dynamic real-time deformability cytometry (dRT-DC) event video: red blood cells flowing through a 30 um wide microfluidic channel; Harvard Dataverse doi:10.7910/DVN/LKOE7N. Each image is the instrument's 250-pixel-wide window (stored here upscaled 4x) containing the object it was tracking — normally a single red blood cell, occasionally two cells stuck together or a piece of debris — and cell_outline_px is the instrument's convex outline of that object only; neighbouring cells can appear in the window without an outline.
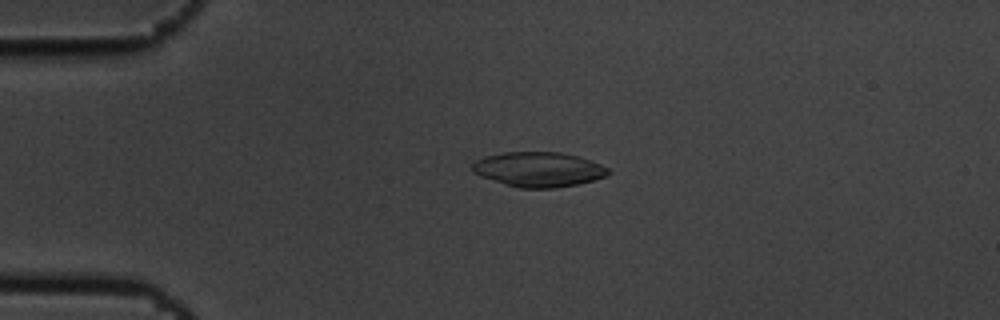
{"species": "common noctule bat (a hibernating species)", "species_latin": "Nyctalus noctula", "temperature_condition": "cold", "stored_images_in_passage": 6, "camera_frame_rate_fps": 3000, "um_per_image_px": 0.085, "animal": {"sex": "male", "body_mass_g": 19.5, "forearm_length_mm": 54.6}, "frame": {"image": 1, "passage_image": 4, "time_ms": 1.0, "image_size_px": [1000, 320], "cell_outline_px": [[612, 172], [604, 176], [592, 180], [576, 184], [556, 188], [520, 188], [504, 184], [480, 176], [472, 172], [472, 164], [476, 160], [484, 156], [504, 152], [560, 152], [580, 156], [600, 164], [608, 168]], "centroid_in_image_um": [45.75, 14.39], "position_along_channel_um": 39.2, "area_um2": 27.63}}
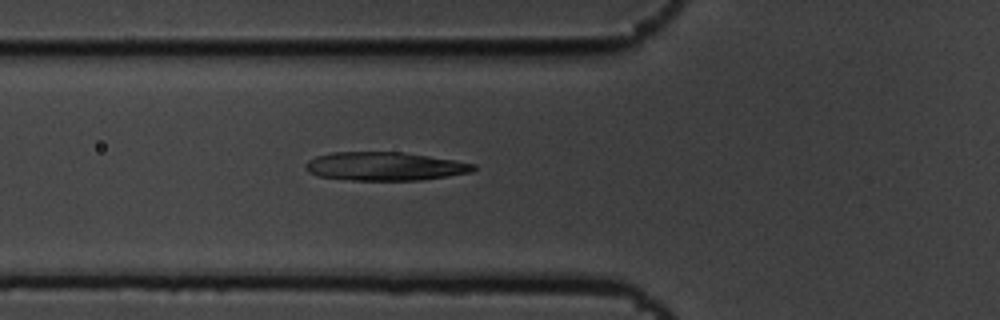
{"frame": {"image": 2, "passage_image": 6, "time_ms": 1.667, "image_size_px": [1000, 320], "cell_outline_px": [[476, 168], [472, 172], [448, 176], [420, 180], [352, 180], [316, 176], [308, 172], [304, 168], [304, 164], [308, 160], [316, 156], [332, 152], [404, 152], [476, 164]], "centroid_in_image_um": [32.66, 14.14], "position_along_channel_um": 93.1, "area_um2": 27.92}}